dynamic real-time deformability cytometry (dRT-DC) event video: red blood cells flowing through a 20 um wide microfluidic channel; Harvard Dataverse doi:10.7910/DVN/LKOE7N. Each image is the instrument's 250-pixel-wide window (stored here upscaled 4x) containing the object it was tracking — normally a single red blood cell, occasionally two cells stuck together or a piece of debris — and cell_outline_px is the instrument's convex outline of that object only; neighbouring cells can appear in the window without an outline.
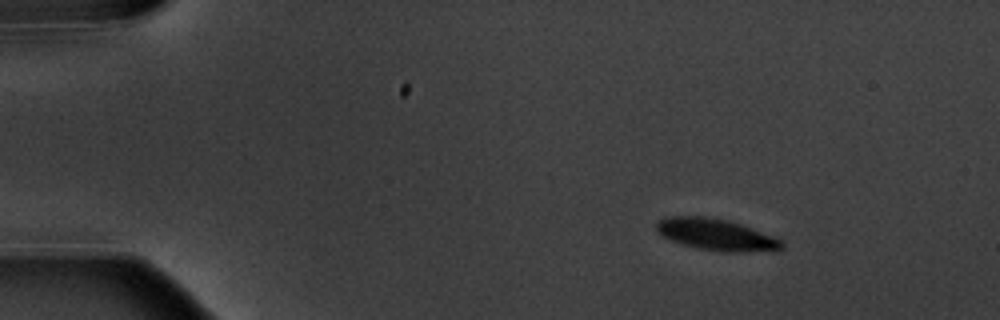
{"species": "common noctule bat (a hibernating species)", "species_latin": "Nyctalus noctula", "temperature_condition": "warm", "stored_images_in_passage": 4, "camera_frame_rate_fps": 3000, "um_per_image_px": 0.085, "animal": {"sex": "male", "body_mass_g": 20.1, "forearm_length_mm": 53.5}, "frame": {"image": 1, "passage_image": 1, "time_ms": 0.0, "image_size_px": [1000, 320], "cell_outline_px": [[784, 248], [776, 252], [724, 252], [696, 248], [672, 240], [656, 232], [656, 224], [664, 216], [704, 216], [728, 220], [752, 228], [772, 236], [780, 240], [784, 244]], "centroid_in_image_um": [60.92, 19.96], "position_along_channel_um": 24.1, "area_um2": 23.24}}
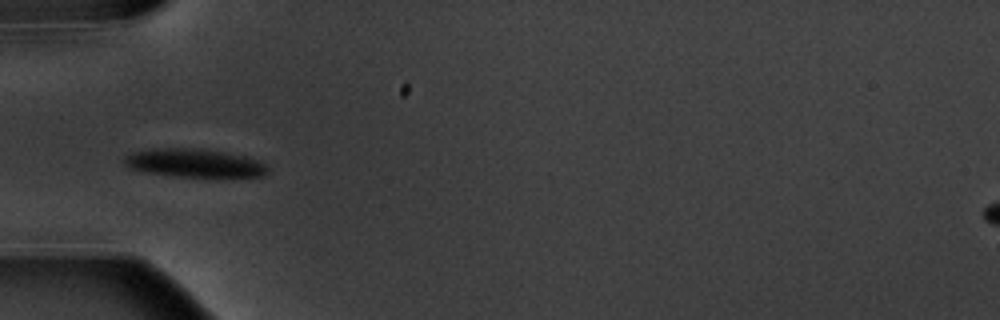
{"frame": {"image": 2, "passage_image": 4, "time_ms": 3.667, "image_size_px": [1000, 320], "cell_outline_px": [[268, 172], [264, 176], [172, 176], [148, 172], [132, 168], [124, 164], [120, 160], [124, 156], [132, 152], [152, 148], [200, 148], [248, 156], [264, 164], [268, 168]], "centroid_in_image_um": [16.48, 13.84], "position_along_channel_um": 68.5, "area_um2": 23.64}}